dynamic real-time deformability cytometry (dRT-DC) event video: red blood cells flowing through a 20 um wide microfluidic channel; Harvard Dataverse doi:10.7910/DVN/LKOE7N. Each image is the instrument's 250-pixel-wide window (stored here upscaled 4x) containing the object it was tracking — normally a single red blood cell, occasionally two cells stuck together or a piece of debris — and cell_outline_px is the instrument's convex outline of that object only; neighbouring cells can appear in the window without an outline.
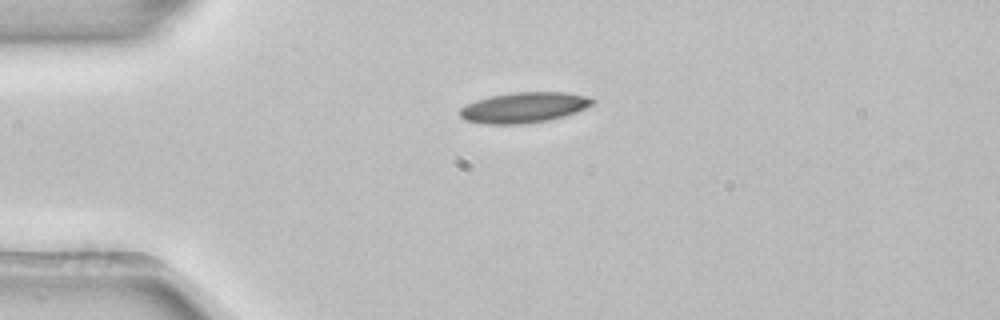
{"species": "common noctule bat (a hibernating species)", "species_latin": "Nyctalus noctula", "temperature_condition": "room temperature", "stored_images_in_passage": 1, "camera_frame_rate_fps": 3000, "um_per_image_px": 0.085, "animal": {"sex": "female", "body_mass_g": 22.7, "forearm_length_mm": 54.2}, "frame": {"image": 1, "passage_image": 1, "time_ms": 0.0, "image_size_px": [1000, 320], "cell_outline_px": [[596, 100], [592, 104], [576, 112], [564, 116], [548, 120], [520, 124], [484, 124], [464, 120], [460, 116], [460, 108], [476, 100], [492, 96], [512, 92], [564, 92], [588, 96]], "centroid_in_image_um": [44.53, 9.14], "position_along_channel_um": 40.5, "area_um2": 23.47}}